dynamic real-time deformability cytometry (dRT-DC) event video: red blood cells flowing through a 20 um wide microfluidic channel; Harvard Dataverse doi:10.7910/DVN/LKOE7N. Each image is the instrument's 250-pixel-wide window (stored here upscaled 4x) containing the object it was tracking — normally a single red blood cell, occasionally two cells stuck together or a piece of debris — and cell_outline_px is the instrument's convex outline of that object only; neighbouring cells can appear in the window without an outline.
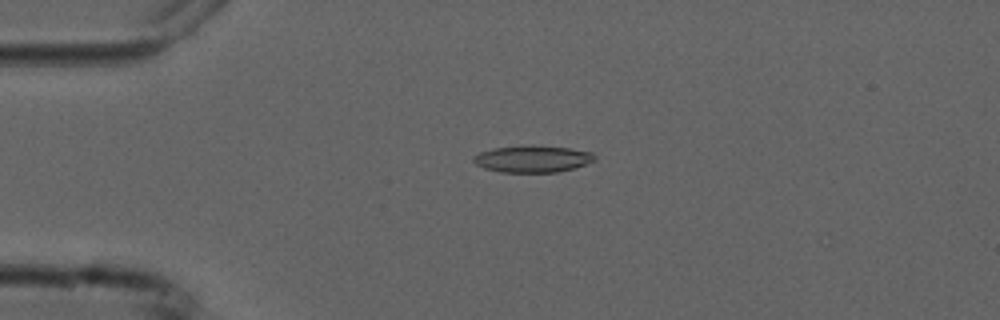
{"species": "common noctule bat (a hibernating species)", "species_latin": "Nyctalus noctula", "temperature_condition": "cold", "stored_images_in_passage": 5, "camera_frame_rate_fps": 3000, "um_per_image_px": 0.085, "animal": {"sex": "male", "forearm_length_mm": 52.5}, "frame": {"image": 1, "passage_image": 4, "time_ms": 3.333, "image_size_px": [1000, 320], "cell_outline_px": [[596, 160], [572, 168], [556, 172], [500, 172], [484, 168], [476, 164], [472, 160], [472, 156], [480, 152], [492, 148], [568, 148], [592, 152], [596, 156]], "centroid_in_image_um": [45.24, 13.55], "position_along_channel_um": 39.8, "area_um2": 17.98}}